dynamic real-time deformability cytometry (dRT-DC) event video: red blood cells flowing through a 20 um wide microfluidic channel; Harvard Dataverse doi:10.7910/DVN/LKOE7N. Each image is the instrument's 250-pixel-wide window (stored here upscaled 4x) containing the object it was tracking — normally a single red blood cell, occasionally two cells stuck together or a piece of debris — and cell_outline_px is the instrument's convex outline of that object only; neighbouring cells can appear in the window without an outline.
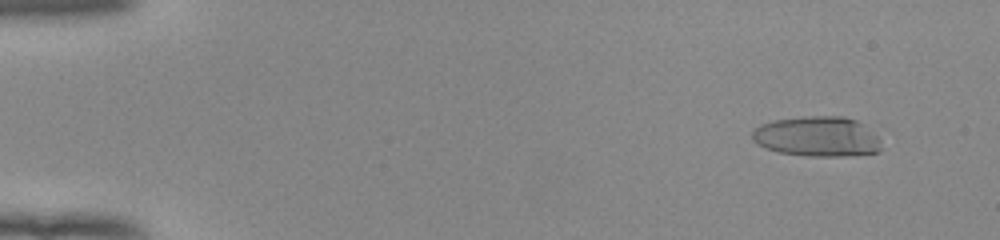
{"species": "human", "species_latin": "Homo sapiens", "temperature_condition": "room temperature", "stored_images_in_passage": 54, "camera_frame_rate_fps": 3000, "um_per_image_px": 0.085, "donor": {"sex": "female"}, "frame": {"image": 1, "passage_image": 5, "time_ms": 1.333, "image_size_px": [1000, 240], "cell_outline_px": [[880, 152], [840, 156], [804, 156], [780, 152], [764, 148], [756, 144], [752, 140], [752, 132], [760, 124], [776, 120], [804, 116], [844, 116], [856, 120], [864, 124], [880, 140]], "centroid_in_image_um": [69.44, 11.61], "position_along_channel_um": 15.6, "area_um2": 30.23}}
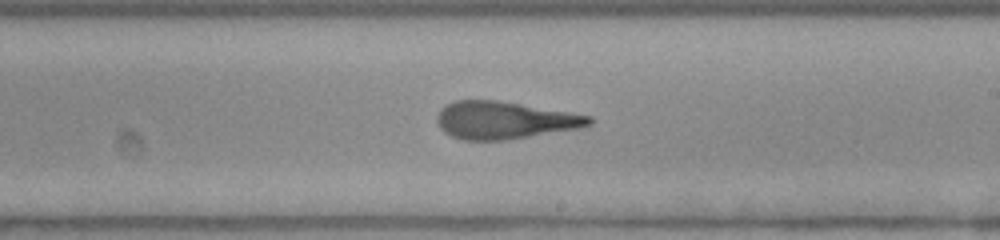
{"frame": {"image": 2, "passage_image": 33, "time_ms": 10.667, "image_size_px": [1000, 240], "cell_outline_px": [[592, 124], [580, 128], [504, 140], [464, 140], [452, 136], [444, 132], [440, 128], [436, 120], [436, 116], [440, 108], [456, 100], [496, 100], [592, 116]], "centroid_in_image_um": [42.84, 10.22], "position_along_channel_um": 246.2, "area_um2": 32.95}}
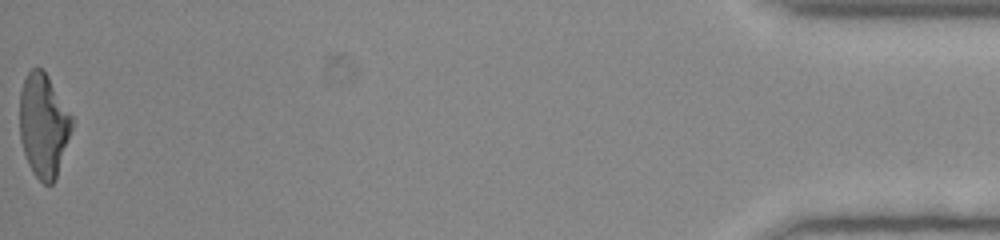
{"frame": {"image": 3, "passage_image": 54, "time_ms": 17.667, "image_size_px": [1000, 240], "cell_outline_px": [[72, 128], [56, 176], [52, 184], [44, 184], [32, 172], [28, 164], [20, 140], [20, 92], [24, 80], [28, 72], [32, 68], [40, 68], [48, 76], [72, 116]], "centroid_in_image_um": [3.68, 10.65], "position_along_channel_um": 431.5, "area_um2": 31.04}, "authors_computed_cell_mechanics": {"area_um2": 32.5125, "velocity_mm_per_s": 3.9485, "shape_relaxation_time_tau1_ms": 8.5268, "shape_relaxation_time_tau2_ms": 1.749, "deformation_change_tau1": 0.3536, "deformation_change_tau2": 0.1299}}